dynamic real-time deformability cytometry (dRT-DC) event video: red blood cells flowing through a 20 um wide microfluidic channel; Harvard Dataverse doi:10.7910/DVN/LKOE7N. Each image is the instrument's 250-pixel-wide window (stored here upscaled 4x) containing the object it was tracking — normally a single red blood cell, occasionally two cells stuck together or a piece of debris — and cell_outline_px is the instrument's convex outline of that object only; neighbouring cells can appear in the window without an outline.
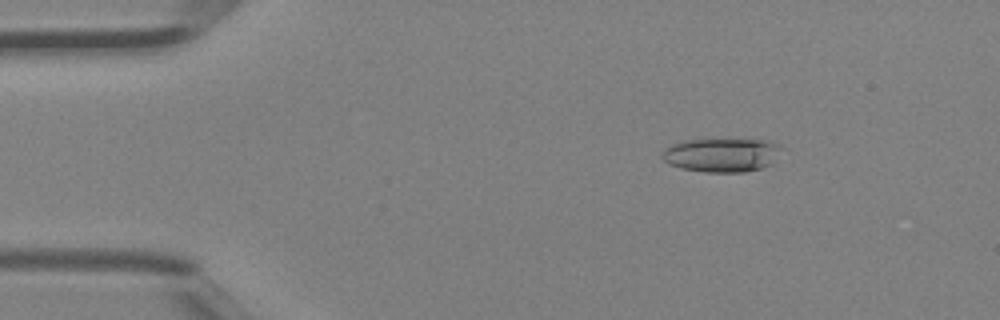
{"species": "Egyptian fruit bat (a non-hibernating species)", "species_latin": "Rousettus aegyptiacus", "temperature_condition": "room temperature", "stored_images_in_passage": 46, "camera_frame_rate_fps": 3000, "um_per_image_px": 0.085, "animal": {"sex": "female"}, "frame": {"image": 1, "passage_image": 7, "time_ms": 2.0, "image_size_px": [1000, 320], "cell_outline_px": [[784, 148], [772, 164], [760, 168], [744, 172], [704, 172], [680, 168], [668, 164], [660, 156], [664, 148], [668, 144], [684, 140], [768, 140], [780, 144]], "centroid_in_image_um": [61.33, 13.17], "position_along_channel_um": 23.7, "area_um2": 23.87}}
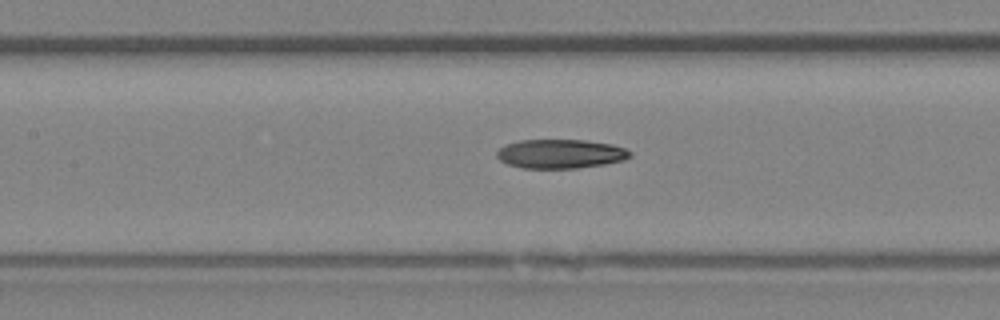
{"frame": {"image": 2, "passage_image": 21, "time_ms": 6.667, "image_size_px": [1000, 320], "cell_outline_px": [[632, 156], [624, 160], [604, 164], [576, 168], [520, 168], [508, 164], [500, 160], [496, 156], [496, 152], [504, 144], [520, 140], [584, 140], [612, 144], [624, 148], [632, 152]], "centroid_in_image_um": [47.63, 13.07], "position_along_channel_um": 159.8, "area_um2": 22.66}}
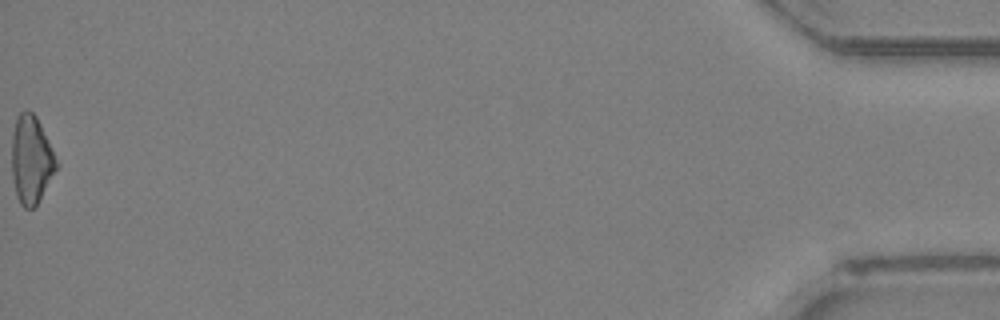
{"frame": {"image": 3, "passage_image": 46, "time_ms": 15.0, "image_size_px": [1000, 320], "cell_outline_px": [[60, 164], [40, 200], [32, 208], [24, 208], [20, 204], [16, 196], [12, 176], [12, 132], [16, 116], [24, 108], [32, 112], [36, 116]], "centroid_in_image_um": [2.66, 13.56], "position_along_channel_um": 432.5, "area_um2": 23.24}, "authors_computed_cell_mechanics": {"area_um2": 22.7443, "velocity_mm_per_s": 4.5361, "shape_relaxation_time_tau1_ms": 8.2886, "shape_relaxation_time_tau2_ms": null, "deformation_change_tau1": 0.227, "deformation_change_tau2": null}}